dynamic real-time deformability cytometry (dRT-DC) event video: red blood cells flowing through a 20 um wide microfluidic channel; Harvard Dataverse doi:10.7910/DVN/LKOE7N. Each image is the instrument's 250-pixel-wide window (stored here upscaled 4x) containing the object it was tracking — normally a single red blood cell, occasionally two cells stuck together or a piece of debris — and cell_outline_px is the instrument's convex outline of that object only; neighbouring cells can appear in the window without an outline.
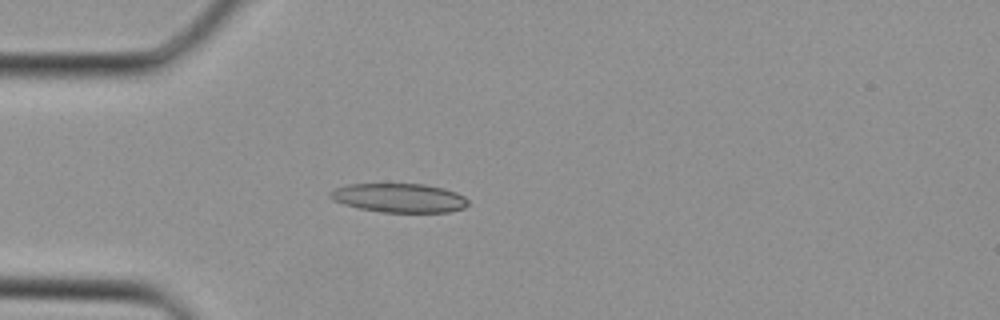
{"species": "Egyptian fruit bat (a non-hibernating species)", "species_latin": "Rousettus aegyptiacus", "temperature_condition": "cold", "stored_images_in_passage": 28, "camera_frame_rate_fps": 3000, "um_per_image_px": 0.085, "animal": {"sex": "female"}, "frame": {"image": 1, "passage_image": 5, "time_ms": 1.333, "image_size_px": [1000, 320], "cell_outline_px": [[468, 204], [464, 208], [448, 212], [384, 212], [360, 208], [344, 204], [332, 200], [328, 196], [328, 192], [336, 188], [348, 184], [424, 184], [444, 188], [456, 192], [464, 196], [468, 200]], "centroid_in_image_um": [33.93, 16.82], "position_along_channel_um": 51.1, "area_um2": 23.29}}
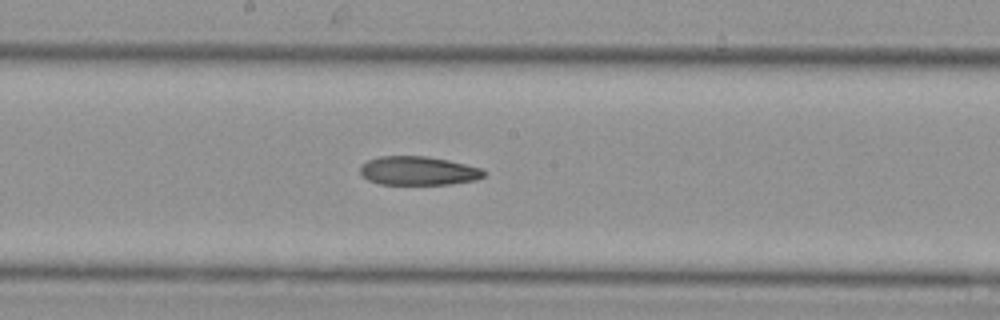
{"frame": {"image": 2, "passage_image": 14, "time_ms": 4.333, "image_size_px": [1000, 320], "cell_outline_px": [[488, 172], [484, 176], [476, 180], [448, 184], [380, 184], [368, 180], [360, 172], [360, 168], [368, 160], [380, 156], [424, 156], [448, 160], [480, 168]], "centroid_in_image_um": [35.57, 14.52], "position_along_channel_um": 212.6, "area_um2": 20.58}}
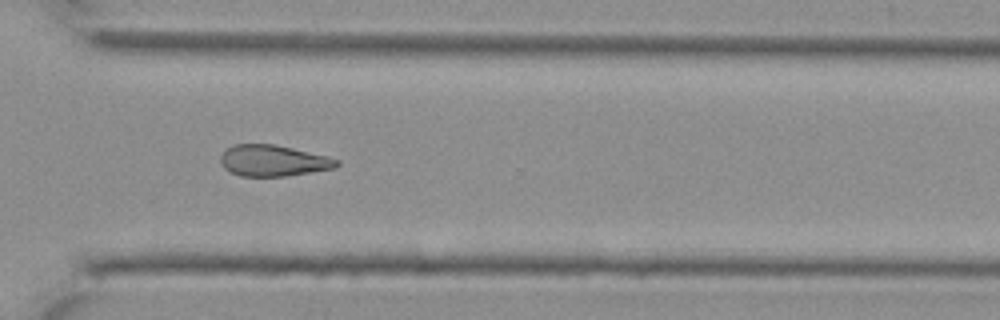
{"frame": {"image": 3, "passage_image": 21, "time_ms": 6.667, "image_size_px": [1000, 320], "cell_outline_px": [[340, 164], [336, 168], [284, 176], [240, 176], [224, 168], [220, 160], [220, 156], [232, 144], [272, 144], [292, 148], [328, 156], [340, 160]], "centroid_in_image_um": [23.24, 13.65], "position_along_channel_um": 347.4, "area_um2": 21.04}}